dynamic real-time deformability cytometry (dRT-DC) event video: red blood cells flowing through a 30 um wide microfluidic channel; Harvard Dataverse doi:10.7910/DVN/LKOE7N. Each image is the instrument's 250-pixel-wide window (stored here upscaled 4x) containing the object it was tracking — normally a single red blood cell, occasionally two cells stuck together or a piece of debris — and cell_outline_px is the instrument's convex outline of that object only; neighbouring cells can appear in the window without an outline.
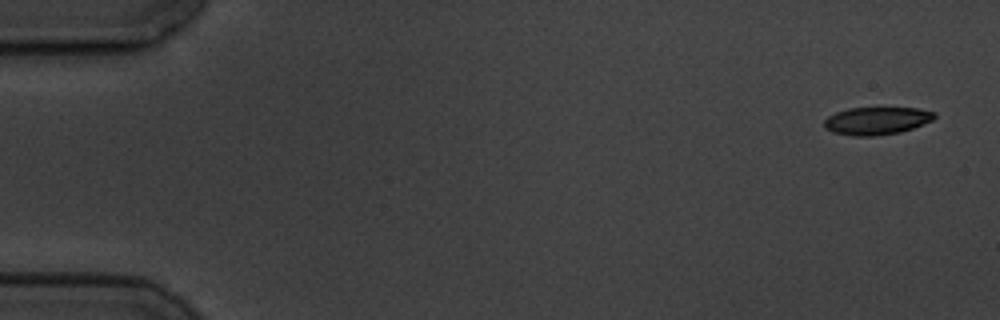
{"species": "common noctule bat (a hibernating species)", "species_latin": "Nyctalus noctula", "temperature_condition": "cold", "stored_images_in_passage": 4, "camera_frame_rate_fps": 3000, "um_per_image_px": 0.085, "animal": {"sex": "male", "body_mass_g": 19.5, "forearm_length_mm": 54.6}, "frame": {"image": 1, "passage_image": 1, "time_ms": 0.0, "image_size_px": [1000, 320], "cell_outline_px": [[936, 116], [932, 120], [912, 128], [900, 132], [872, 136], [852, 136], [832, 132], [824, 128], [824, 120], [828, 116], [836, 112], [848, 108], [916, 108], [936, 112]], "centroid_in_image_um": [74.48, 10.26], "position_along_channel_um": 10.5, "area_um2": 17.74}}
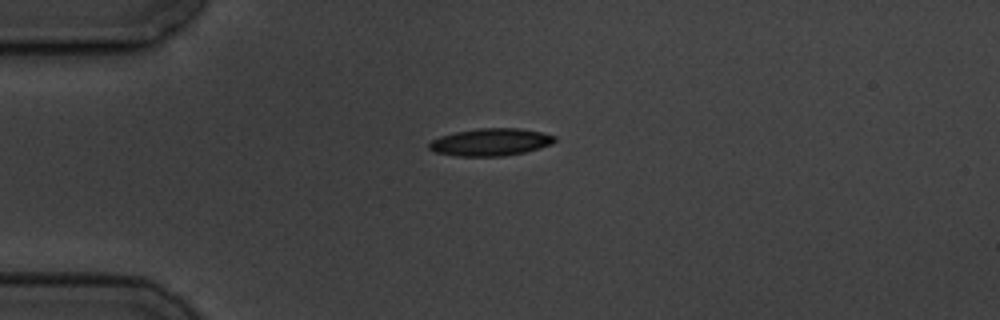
{"frame": {"image": 2, "passage_image": 3, "time_ms": 4.0, "image_size_px": [1000, 320], "cell_outline_px": [[556, 140], [552, 144], [540, 148], [524, 152], [504, 156], [456, 156], [436, 152], [428, 148], [428, 144], [432, 140], [440, 136], [456, 132], [480, 128], [520, 128], [540, 132], [556, 136]], "centroid_in_image_um": [41.71, 12.08], "position_along_channel_um": 43.3, "area_um2": 20.0}}